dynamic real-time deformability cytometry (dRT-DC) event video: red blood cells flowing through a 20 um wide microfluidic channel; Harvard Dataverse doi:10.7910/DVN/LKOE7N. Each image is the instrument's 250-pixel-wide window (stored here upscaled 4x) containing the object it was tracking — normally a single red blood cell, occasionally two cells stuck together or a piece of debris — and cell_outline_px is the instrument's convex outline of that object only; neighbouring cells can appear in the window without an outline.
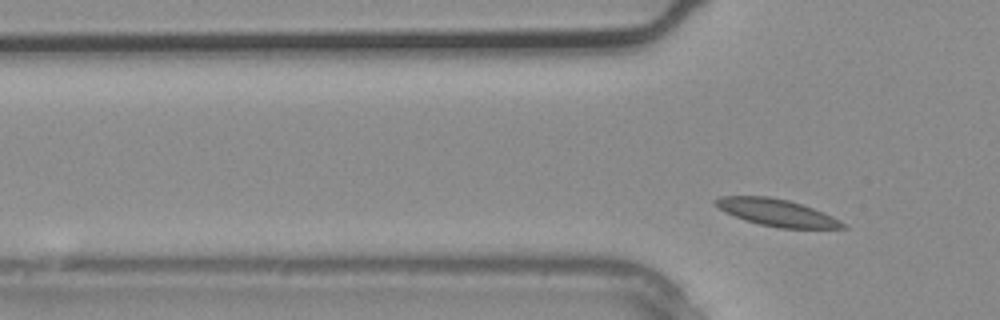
{"species": "common noctule bat (a hibernating species)", "species_latin": "Nyctalus noctula", "temperature_condition": "warm", "stored_images_in_passage": 2, "camera_frame_rate_fps": 3000, "um_per_image_px": 0.085, "animal": {"sex": "male", "body_mass_g": 20.4}, "frame": {"image": 1, "passage_image": 2, "time_ms": 0.333, "image_size_px": [1000, 320], "cell_outline_px": [[848, 228], [780, 228], [760, 224], [736, 216], [720, 208], [712, 200], [720, 196], [768, 196], [788, 200], [812, 208], [832, 216], [840, 220]], "centroid_in_image_um": [66.04, 18.06], "position_along_channel_um": 59.8, "area_um2": 19.54}}